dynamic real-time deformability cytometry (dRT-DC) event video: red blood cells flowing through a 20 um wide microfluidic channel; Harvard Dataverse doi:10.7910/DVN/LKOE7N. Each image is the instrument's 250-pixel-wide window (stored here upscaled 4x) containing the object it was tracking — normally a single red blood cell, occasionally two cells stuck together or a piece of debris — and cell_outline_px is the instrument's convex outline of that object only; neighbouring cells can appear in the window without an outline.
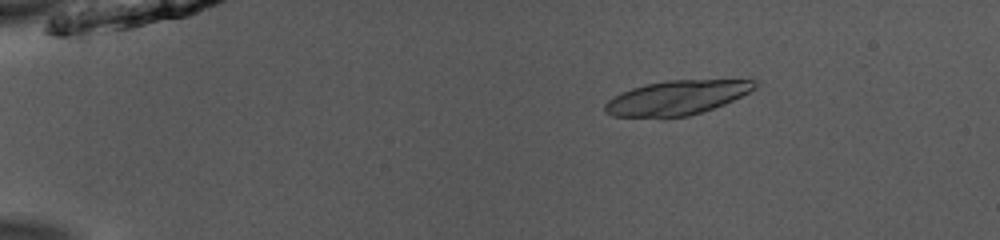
{"species": "common noctule bat (a hibernating species)", "species_latin": "Nyctalus noctula", "temperature_condition": "room temperature", "stored_images_in_passage": 52, "segment_of_instrument_passage": [1, 2], "camera_frame_rate_fps": 3000, "um_per_image_px": 0.085, "animal": {"sex": "male", "body_mass_g": 13.0, "forearm_length_mm": 53.1}, "frame": {"image": 1, "passage_image": 10, "time_ms": 3.0, "image_size_px": [1000, 240], "cell_outline_px": [[756, 88], [724, 104], [688, 116], [664, 120], [612, 116], [604, 112], [604, 104], [608, 100], [632, 88], [648, 84], [668, 80], [756, 80]], "centroid_in_image_um": [57.45, 8.35], "position_along_channel_um": 27.5, "area_um2": 30.29}}